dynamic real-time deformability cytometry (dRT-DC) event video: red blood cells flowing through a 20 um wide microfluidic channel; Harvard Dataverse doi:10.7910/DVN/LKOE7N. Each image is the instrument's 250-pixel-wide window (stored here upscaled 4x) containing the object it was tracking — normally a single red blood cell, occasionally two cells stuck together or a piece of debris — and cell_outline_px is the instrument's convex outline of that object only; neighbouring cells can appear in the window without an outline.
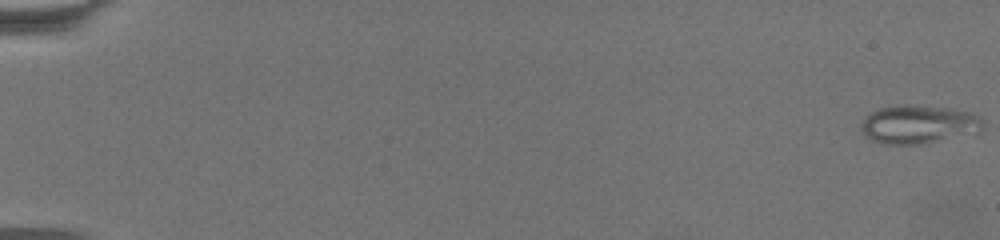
{"species": "common noctule bat (a hibernating species)", "species_latin": "Nyctalus noctula", "temperature_condition": "warm", "stored_images_in_passage": 64, "camera_frame_rate_fps": 3000, "um_per_image_px": 0.085, "animal": {"sex": "female", "body_mass_g": 19.5, "forearm_length_mm": 54.1}, "frame": {"image": 1, "passage_image": 1, "time_ms": 0.0, "image_size_px": [1000, 240], "cell_outline_px": [[984, 124], [980, 132], [976, 136], [920, 144], [880, 144], [864, 136], [860, 128], [864, 120], [872, 112], [880, 108], [948, 108], [968, 112], [976, 116]], "centroid_in_image_um": [78.16, 10.67], "position_along_channel_um": 6.8, "area_um2": 26.7}}
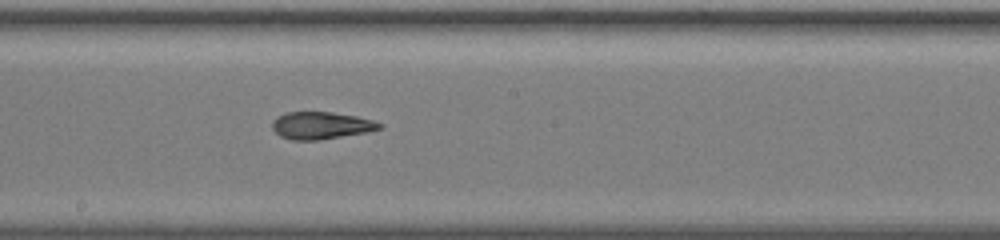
{"frame": {"image": 2, "passage_image": 38, "time_ms": 12.333, "image_size_px": [1000, 240], "cell_outline_px": [[384, 128], [368, 132], [320, 140], [292, 140], [280, 136], [272, 128], [272, 120], [276, 116], [288, 112], [332, 112], [356, 116], [372, 120], [384, 124]], "centroid_in_image_um": [27.31, 10.67], "position_along_channel_um": 220.9, "area_um2": 17.22}}
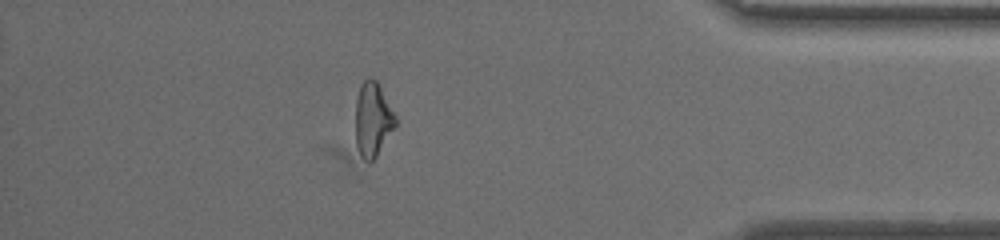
{"frame": {"image": 3, "passage_image": 57, "time_ms": 18.667, "image_size_px": [1000, 240], "cell_outline_px": [[396, 124], [376, 156], [368, 164], [360, 156], [356, 144], [356, 100], [360, 84], [368, 76], [372, 76], [376, 80], [396, 116]], "centroid_in_image_um": [31.66, 10.13], "position_along_channel_um": 403.5, "area_um2": 17.17}, "authors_computed_cell_mechanics": {"area_um2": 17.9758, "velocity_mm_per_s": 3.375, "shape_relaxation_time_tau1_ms": 10.323, "shape_relaxation_time_tau2_ms": 2.437, "deformation_change_tau1": 0.2526, "deformation_change_tau2": 0.1047}}